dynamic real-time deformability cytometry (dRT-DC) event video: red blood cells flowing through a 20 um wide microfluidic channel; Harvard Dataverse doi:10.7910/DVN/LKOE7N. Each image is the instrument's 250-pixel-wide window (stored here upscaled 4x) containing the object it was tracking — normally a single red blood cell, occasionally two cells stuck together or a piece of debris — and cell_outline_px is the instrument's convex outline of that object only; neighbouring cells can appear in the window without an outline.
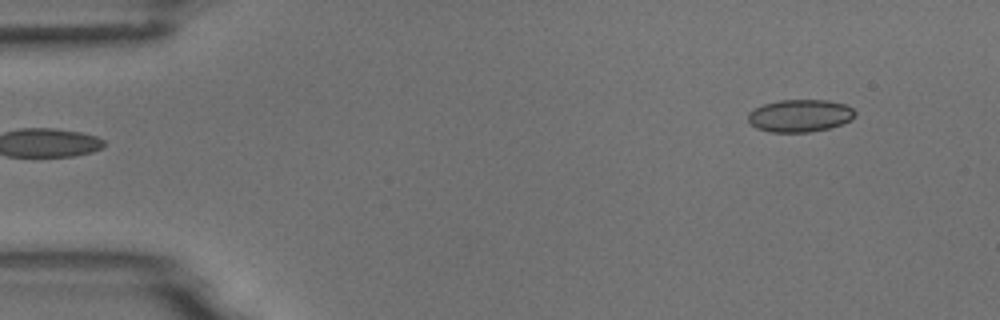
{"species": "common noctule bat (a hibernating species)", "species_latin": "Nyctalus noctula", "temperature_condition": "room temperature", "stored_images_in_passage": 5, "segment_of_instrument_passage": [2, 2], "camera_frame_rate_fps": 3000, "um_per_image_px": 0.085, "animal": {"sex": "male", "body_mass_g": 18.8}, "frame": {"image": 1, "passage_image": 5, "time_ms": 5.0, "image_size_px": [1000, 320], "cell_outline_px": [[856, 116], [852, 120], [828, 128], [808, 132], [772, 132], [756, 128], [748, 120], [748, 112], [764, 104], [780, 100], [828, 100], [844, 104], [852, 108], [856, 112]], "centroid_in_image_um": [68.01, 9.83], "position_along_channel_um": 17.0, "area_um2": 20.17}}